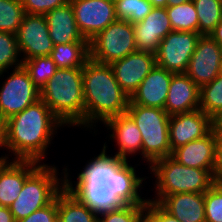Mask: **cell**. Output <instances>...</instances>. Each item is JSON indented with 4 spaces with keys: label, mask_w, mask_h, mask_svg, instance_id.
Segmentation results:
<instances>
[{
    "label": "cell",
    "mask_w": 222,
    "mask_h": 222,
    "mask_svg": "<svg viewBox=\"0 0 222 222\" xmlns=\"http://www.w3.org/2000/svg\"><path fill=\"white\" fill-rule=\"evenodd\" d=\"M84 92V129L93 130L113 116L125 113L130 98L116 81L110 64L88 59L82 72ZM89 128V129H88ZM96 130V131H95Z\"/></svg>",
    "instance_id": "3"
},
{
    "label": "cell",
    "mask_w": 222,
    "mask_h": 222,
    "mask_svg": "<svg viewBox=\"0 0 222 222\" xmlns=\"http://www.w3.org/2000/svg\"><path fill=\"white\" fill-rule=\"evenodd\" d=\"M215 123L222 118V72L200 88V106Z\"/></svg>",
    "instance_id": "26"
},
{
    "label": "cell",
    "mask_w": 222,
    "mask_h": 222,
    "mask_svg": "<svg viewBox=\"0 0 222 222\" xmlns=\"http://www.w3.org/2000/svg\"><path fill=\"white\" fill-rule=\"evenodd\" d=\"M215 124L201 109L170 115L169 141L172 152L188 142L205 137L214 129Z\"/></svg>",
    "instance_id": "14"
},
{
    "label": "cell",
    "mask_w": 222,
    "mask_h": 222,
    "mask_svg": "<svg viewBox=\"0 0 222 222\" xmlns=\"http://www.w3.org/2000/svg\"><path fill=\"white\" fill-rule=\"evenodd\" d=\"M44 16L53 45L88 42L77 27L70 2L49 11Z\"/></svg>",
    "instance_id": "22"
},
{
    "label": "cell",
    "mask_w": 222,
    "mask_h": 222,
    "mask_svg": "<svg viewBox=\"0 0 222 222\" xmlns=\"http://www.w3.org/2000/svg\"><path fill=\"white\" fill-rule=\"evenodd\" d=\"M16 39L23 61L38 56H50L54 47L44 15L25 13Z\"/></svg>",
    "instance_id": "13"
},
{
    "label": "cell",
    "mask_w": 222,
    "mask_h": 222,
    "mask_svg": "<svg viewBox=\"0 0 222 222\" xmlns=\"http://www.w3.org/2000/svg\"><path fill=\"white\" fill-rule=\"evenodd\" d=\"M173 31L199 33V22L193 1L166 7Z\"/></svg>",
    "instance_id": "27"
},
{
    "label": "cell",
    "mask_w": 222,
    "mask_h": 222,
    "mask_svg": "<svg viewBox=\"0 0 222 222\" xmlns=\"http://www.w3.org/2000/svg\"><path fill=\"white\" fill-rule=\"evenodd\" d=\"M144 222H181L174 216L166 212L158 203L147 201L145 214L143 217Z\"/></svg>",
    "instance_id": "37"
},
{
    "label": "cell",
    "mask_w": 222,
    "mask_h": 222,
    "mask_svg": "<svg viewBox=\"0 0 222 222\" xmlns=\"http://www.w3.org/2000/svg\"><path fill=\"white\" fill-rule=\"evenodd\" d=\"M68 2L69 0H21L25 13L37 15H45Z\"/></svg>",
    "instance_id": "35"
},
{
    "label": "cell",
    "mask_w": 222,
    "mask_h": 222,
    "mask_svg": "<svg viewBox=\"0 0 222 222\" xmlns=\"http://www.w3.org/2000/svg\"><path fill=\"white\" fill-rule=\"evenodd\" d=\"M137 51L156 53L162 39L173 31L166 7H154L140 22L133 24Z\"/></svg>",
    "instance_id": "17"
},
{
    "label": "cell",
    "mask_w": 222,
    "mask_h": 222,
    "mask_svg": "<svg viewBox=\"0 0 222 222\" xmlns=\"http://www.w3.org/2000/svg\"><path fill=\"white\" fill-rule=\"evenodd\" d=\"M61 171L62 173L57 166L43 162L25 180L19 196L9 206L16 222L49 205L55 199L65 187V168Z\"/></svg>",
    "instance_id": "6"
},
{
    "label": "cell",
    "mask_w": 222,
    "mask_h": 222,
    "mask_svg": "<svg viewBox=\"0 0 222 222\" xmlns=\"http://www.w3.org/2000/svg\"><path fill=\"white\" fill-rule=\"evenodd\" d=\"M77 27L88 42L117 20L115 3L109 0H69Z\"/></svg>",
    "instance_id": "11"
},
{
    "label": "cell",
    "mask_w": 222,
    "mask_h": 222,
    "mask_svg": "<svg viewBox=\"0 0 222 222\" xmlns=\"http://www.w3.org/2000/svg\"><path fill=\"white\" fill-rule=\"evenodd\" d=\"M149 168L148 172L155 178V184L152 183L155 197L148 200L156 203L176 193H205L216 183L215 170L187 167L171 156L155 160Z\"/></svg>",
    "instance_id": "5"
},
{
    "label": "cell",
    "mask_w": 222,
    "mask_h": 222,
    "mask_svg": "<svg viewBox=\"0 0 222 222\" xmlns=\"http://www.w3.org/2000/svg\"><path fill=\"white\" fill-rule=\"evenodd\" d=\"M188 1H191V0H168L167 6H176L179 4L186 3Z\"/></svg>",
    "instance_id": "43"
},
{
    "label": "cell",
    "mask_w": 222,
    "mask_h": 222,
    "mask_svg": "<svg viewBox=\"0 0 222 222\" xmlns=\"http://www.w3.org/2000/svg\"><path fill=\"white\" fill-rule=\"evenodd\" d=\"M198 17L199 34L210 35L222 20L220 0H192Z\"/></svg>",
    "instance_id": "28"
},
{
    "label": "cell",
    "mask_w": 222,
    "mask_h": 222,
    "mask_svg": "<svg viewBox=\"0 0 222 222\" xmlns=\"http://www.w3.org/2000/svg\"><path fill=\"white\" fill-rule=\"evenodd\" d=\"M5 150L4 121L0 119V150Z\"/></svg>",
    "instance_id": "41"
},
{
    "label": "cell",
    "mask_w": 222,
    "mask_h": 222,
    "mask_svg": "<svg viewBox=\"0 0 222 222\" xmlns=\"http://www.w3.org/2000/svg\"><path fill=\"white\" fill-rule=\"evenodd\" d=\"M35 161H0V206L9 207L19 196L25 180L40 166Z\"/></svg>",
    "instance_id": "18"
},
{
    "label": "cell",
    "mask_w": 222,
    "mask_h": 222,
    "mask_svg": "<svg viewBox=\"0 0 222 222\" xmlns=\"http://www.w3.org/2000/svg\"><path fill=\"white\" fill-rule=\"evenodd\" d=\"M50 57L58 68H83L89 59V42L54 45Z\"/></svg>",
    "instance_id": "25"
},
{
    "label": "cell",
    "mask_w": 222,
    "mask_h": 222,
    "mask_svg": "<svg viewBox=\"0 0 222 222\" xmlns=\"http://www.w3.org/2000/svg\"><path fill=\"white\" fill-rule=\"evenodd\" d=\"M158 204L181 222H206L204 193H176L162 198Z\"/></svg>",
    "instance_id": "23"
},
{
    "label": "cell",
    "mask_w": 222,
    "mask_h": 222,
    "mask_svg": "<svg viewBox=\"0 0 222 222\" xmlns=\"http://www.w3.org/2000/svg\"><path fill=\"white\" fill-rule=\"evenodd\" d=\"M23 67L39 90L43 88L58 69L50 56H38L24 60Z\"/></svg>",
    "instance_id": "30"
},
{
    "label": "cell",
    "mask_w": 222,
    "mask_h": 222,
    "mask_svg": "<svg viewBox=\"0 0 222 222\" xmlns=\"http://www.w3.org/2000/svg\"><path fill=\"white\" fill-rule=\"evenodd\" d=\"M83 68H58L40 90V99L64 126L84 130Z\"/></svg>",
    "instance_id": "4"
},
{
    "label": "cell",
    "mask_w": 222,
    "mask_h": 222,
    "mask_svg": "<svg viewBox=\"0 0 222 222\" xmlns=\"http://www.w3.org/2000/svg\"><path fill=\"white\" fill-rule=\"evenodd\" d=\"M126 112L141 132L145 165L149 167L155 160L172 155L169 141L170 115L164 109L128 104Z\"/></svg>",
    "instance_id": "7"
},
{
    "label": "cell",
    "mask_w": 222,
    "mask_h": 222,
    "mask_svg": "<svg viewBox=\"0 0 222 222\" xmlns=\"http://www.w3.org/2000/svg\"><path fill=\"white\" fill-rule=\"evenodd\" d=\"M110 65L116 81L130 98L143 79L156 66V58L152 52L135 51Z\"/></svg>",
    "instance_id": "15"
},
{
    "label": "cell",
    "mask_w": 222,
    "mask_h": 222,
    "mask_svg": "<svg viewBox=\"0 0 222 222\" xmlns=\"http://www.w3.org/2000/svg\"><path fill=\"white\" fill-rule=\"evenodd\" d=\"M17 222H58L57 195L49 205L34 211L28 217Z\"/></svg>",
    "instance_id": "36"
},
{
    "label": "cell",
    "mask_w": 222,
    "mask_h": 222,
    "mask_svg": "<svg viewBox=\"0 0 222 222\" xmlns=\"http://www.w3.org/2000/svg\"><path fill=\"white\" fill-rule=\"evenodd\" d=\"M102 146L100 153L87 161L77 173L76 182L71 180L68 166L65 167V187L96 213L123 204H146L148 198L141 197V190L149 176L137 174L135 167L138 164L133 166L116 154L108 155L106 142Z\"/></svg>",
    "instance_id": "1"
},
{
    "label": "cell",
    "mask_w": 222,
    "mask_h": 222,
    "mask_svg": "<svg viewBox=\"0 0 222 222\" xmlns=\"http://www.w3.org/2000/svg\"><path fill=\"white\" fill-rule=\"evenodd\" d=\"M146 204H123L118 208L98 213L97 222H141Z\"/></svg>",
    "instance_id": "33"
},
{
    "label": "cell",
    "mask_w": 222,
    "mask_h": 222,
    "mask_svg": "<svg viewBox=\"0 0 222 222\" xmlns=\"http://www.w3.org/2000/svg\"><path fill=\"white\" fill-rule=\"evenodd\" d=\"M58 222H97L98 213L64 187L57 194Z\"/></svg>",
    "instance_id": "24"
},
{
    "label": "cell",
    "mask_w": 222,
    "mask_h": 222,
    "mask_svg": "<svg viewBox=\"0 0 222 222\" xmlns=\"http://www.w3.org/2000/svg\"><path fill=\"white\" fill-rule=\"evenodd\" d=\"M216 124L222 129V118L217 121Z\"/></svg>",
    "instance_id": "44"
},
{
    "label": "cell",
    "mask_w": 222,
    "mask_h": 222,
    "mask_svg": "<svg viewBox=\"0 0 222 222\" xmlns=\"http://www.w3.org/2000/svg\"><path fill=\"white\" fill-rule=\"evenodd\" d=\"M153 7H167L168 0H148Z\"/></svg>",
    "instance_id": "42"
},
{
    "label": "cell",
    "mask_w": 222,
    "mask_h": 222,
    "mask_svg": "<svg viewBox=\"0 0 222 222\" xmlns=\"http://www.w3.org/2000/svg\"><path fill=\"white\" fill-rule=\"evenodd\" d=\"M210 36L222 47V20L217 24Z\"/></svg>",
    "instance_id": "40"
},
{
    "label": "cell",
    "mask_w": 222,
    "mask_h": 222,
    "mask_svg": "<svg viewBox=\"0 0 222 222\" xmlns=\"http://www.w3.org/2000/svg\"><path fill=\"white\" fill-rule=\"evenodd\" d=\"M40 99V90L22 66L12 69L0 86V119L6 121Z\"/></svg>",
    "instance_id": "9"
},
{
    "label": "cell",
    "mask_w": 222,
    "mask_h": 222,
    "mask_svg": "<svg viewBox=\"0 0 222 222\" xmlns=\"http://www.w3.org/2000/svg\"><path fill=\"white\" fill-rule=\"evenodd\" d=\"M171 157L179 164L198 169L215 170L216 124L205 137L176 148Z\"/></svg>",
    "instance_id": "20"
},
{
    "label": "cell",
    "mask_w": 222,
    "mask_h": 222,
    "mask_svg": "<svg viewBox=\"0 0 222 222\" xmlns=\"http://www.w3.org/2000/svg\"><path fill=\"white\" fill-rule=\"evenodd\" d=\"M63 127L65 126L62 122L39 99L4 121L6 159L13 156V160H28L42 164L49 154L48 148L53 144L54 135H58L57 130Z\"/></svg>",
    "instance_id": "2"
},
{
    "label": "cell",
    "mask_w": 222,
    "mask_h": 222,
    "mask_svg": "<svg viewBox=\"0 0 222 222\" xmlns=\"http://www.w3.org/2000/svg\"><path fill=\"white\" fill-rule=\"evenodd\" d=\"M0 222H16L9 207L0 206Z\"/></svg>",
    "instance_id": "39"
},
{
    "label": "cell",
    "mask_w": 222,
    "mask_h": 222,
    "mask_svg": "<svg viewBox=\"0 0 222 222\" xmlns=\"http://www.w3.org/2000/svg\"><path fill=\"white\" fill-rule=\"evenodd\" d=\"M16 34L0 31V79L12 68L23 65ZM3 74V75H2Z\"/></svg>",
    "instance_id": "29"
},
{
    "label": "cell",
    "mask_w": 222,
    "mask_h": 222,
    "mask_svg": "<svg viewBox=\"0 0 222 222\" xmlns=\"http://www.w3.org/2000/svg\"><path fill=\"white\" fill-rule=\"evenodd\" d=\"M205 221L222 222V182H216L204 193Z\"/></svg>",
    "instance_id": "34"
},
{
    "label": "cell",
    "mask_w": 222,
    "mask_h": 222,
    "mask_svg": "<svg viewBox=\"0 0 222 222\" xmlns=\"http://www.w3.org/2000/svg\"><path fill=\"white\" fill-rule=\"evenodd\" d=\"M221 72L222 47L210 35H201L185 73L201 88Z\"/></svg>",
    "instance_id": "12"
},
{
    "label": "cell",
    "mask_w": 222,
    "mask_h": 222,
    "mask_svg": "<svg viewBox=\"0 0 222 222\" xmlns=\"http://www.w3.org/2000/svg\"><path fill=\"white\" fill-rule=\"evenodd\" d=\"M153 8L148 0H118L115 3L117 20L132 24L142 21Z\"/></svg>",
    "instance_id": "31"
},
{
    "label": "cell",
    "mask_w": 222,
    "mask_h": 222,
    "mask_svg": "<svg viewBox=\"0 0 222 222\" xmlns=\"http://www.w3.org/2000/svg\"><path fill=\"white\" fill-rule=\"evenodd\" d=\"M173 74L156 65L130 97L129 104L164 109Z\"/></svg>",
    "instance_id": "19"
},
{
    "label": "cell",
    "mask_w": 222,
    "mask_h": 222,
    "mask_svg": "<svg viewBox=\"0 0 222 222\" xmlns=\"http://www.w3.org/2000/svg\"><path fill=\"white\" fill-rule=\"evenodd\" d=\"M5 159H6V156L1 155L0 161L5 160Z\"/></svg>",
    "instance_id": "45"
},
{
    "label": "cell",
    "mask_w": 222,
    "mask_h": 222,
    "mask_svg": "<svg viewBox=\"0 0 222 222\" xmlns=\"http://www.w3.org/2000/svg\"><path fill=\"white\" fill-rule=\"evenodd\" d=\"M24 15L21 0H0V31L16 34Z\"/></svg>",
    "instance_id": "32"
},
{
    "label": "cell",
    "mask_w": 222,
    "mask_h": 222,
    "mask_svg": "<svg viewBox=\"0 0 222 222\" xmlns=\"http://www.w3.org/2000/svg\"><path fill=\"white\" fill-rule=\"evenodd\" d=\"M137 51L133 24L116 20L89 41V58L111 64Z\"/></svg>",
    "instance_id": "8"
},
{
    "label": "cell",
    "mask_w": 222,
    "mask_h": 222,
    "mask_svg": "<svg viewBox=\"0 0 222 222\" xmlns=\"http://www.w3.org/2000/svg\"><path fill=\"white\" fill-rule=\"evenodd\" d=\"M103 125L107 131L110 130L107 138L116 143L118 151L115 153L118 157L129 161L128 157L139 154L142 160L141 132L127 112L107 119Z\"/></svg>",
    "instance_id": "16"
},
{
    "label": "cell",
    "mask_w": 222,
    "mask_h": 222,
    "mask_svg": "<svg viewBox=\"0 0 222 222\" xmlns=\"http://www.w3.org/2000/svg\"><path fill=\"white\" fill-rule=\"evenodd\" d=\"M199 106L200 88L186 73L173 74L164 110L175 115L195 111Z\"/></svg>",
    "instance_id": "21"
},
{
    "label": "cell",
    "mask_w": 222,
    "mask_h": 222,
    "mask_svg": "<svg viewBox=\"0 0 222 222\" xmlns=\"http://www.w3.org/2000/svg\"><path fill=\"white\" fill-rule=\"evenodd\" d=\"M200 36L196 32H170L155 53L156 65L174 74L185 73Z\"/></svg>",
    "instance_id": "10"
},
{
    "label": "cell",
    "mask_w": 222,
    "mask_h": 222,
    "mask_svg": "<svg viewBox=\"0 0 222 222\" xmlns=\"http://www.w3.org/2000/svg\"><path fill=\"white\" fill-rule=\"evenodd\" d=\"M110 2L116 3L118 0H109Z\"/></svg>",
    "instance_id": "46"
},
{
    "label": "cell",
    "mask_w": 222,
    "mask_h": 222,
    "mask_svg": "<svg viewBox=\"0 0 222 222\" xmlns=\"http://www.w3.org/2000/svg\"><path fill=\"white\" fill-rule=\"evenodd\" d=\"M216 182H222V129L216 124Z\"/></svg>",
    "instance_id": "38"
}]
</instances>
